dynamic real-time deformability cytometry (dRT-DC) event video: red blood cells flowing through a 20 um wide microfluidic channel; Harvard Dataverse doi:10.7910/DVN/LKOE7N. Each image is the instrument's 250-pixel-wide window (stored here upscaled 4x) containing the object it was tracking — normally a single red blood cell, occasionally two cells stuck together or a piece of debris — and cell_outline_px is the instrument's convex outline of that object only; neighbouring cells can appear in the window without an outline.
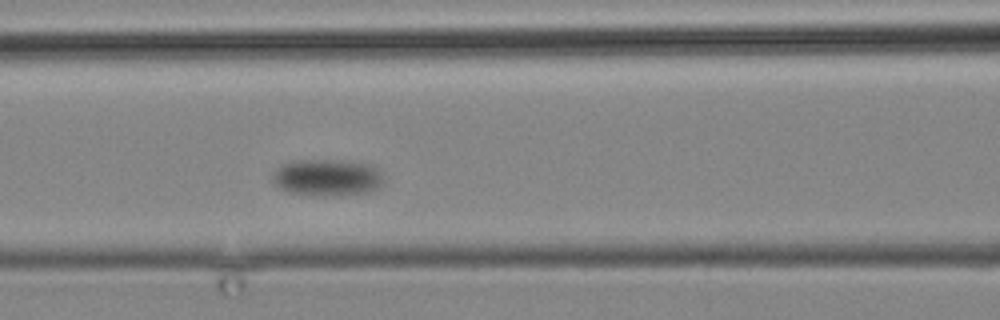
{"species": "common noctule bat (a hibernating species)", "species_latin": "Nyctalus noctula", "temperature_condition": "cold", "stored_images_in_passage": 5, "camera_frame_rate_fps": 3000, "um_per_image_px": 0.085, "animal": {"sex": "male", "body_mass_g": 19.2, "forearm_length_mm": 51.8}, "frame": {"image": 1, "passage_image": 5, "time_ms": 5.333, "image_size_px": [1000, 320], "cell_outline_px": [[380, 188], [372, 192], [332, 196], [324, 196], [288, 192], [280, 188], [272, 180], [272, 172], [276, 168], [292, 160], [340, 160], [372, 164], [380, 172]], "centroid_in_image_um": [27.79, 15.09], "position_along_channel_um": 138.8, "area_um2": 23.93}}